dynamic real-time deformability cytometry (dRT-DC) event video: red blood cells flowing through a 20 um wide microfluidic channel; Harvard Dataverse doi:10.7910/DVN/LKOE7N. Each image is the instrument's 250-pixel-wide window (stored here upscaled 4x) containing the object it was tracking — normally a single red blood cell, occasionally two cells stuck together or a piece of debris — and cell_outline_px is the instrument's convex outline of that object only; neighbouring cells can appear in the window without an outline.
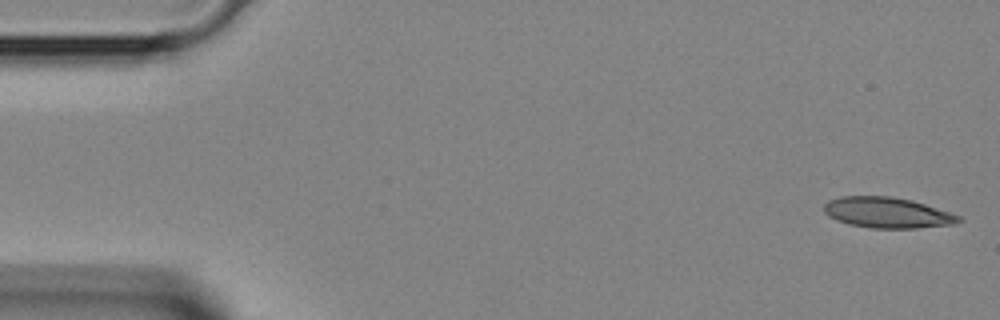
{"species": "Egyptian fruit bat (a non-hibernating species)", "species_latin": "Rousettus aegyptiacus", "temperature_condition": "room temperature", "stored_images_in_passage": 4, "camera_frame_rate_fps": 3000, "um_per_image_px": 0.085, "animal": {"sex": "female"}, "frame": {"image": 1, "passage_image": 1, "time_ms": 0.0, "image_size_px": [1000, 320], "cell_outline_px": [[964, 220], [956, 224], [916, 228], [872, 228], [848, 224], [836, 220], [828, 216], [824, 212], [824, 204], [828, 200], [840, 196], [892, 196], [912, 200], [960, 216]], "centroid_in_image_um": [75.4, 18.07], "position_along_channel_um": 9.6, "area_um2": 24.16}}
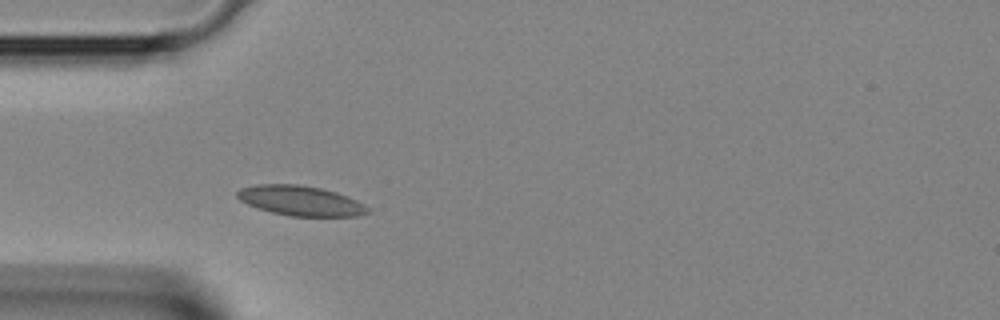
{"frame": {"image": 2, "passage_image": 4, "time_ms": 1.0, "image_size_px": [1000, 320], "cell_outline_px": [[372, 212], [356, 216], [288, 216], [272, 212], [248, 204], [240, 200], [236, 196], [236, 192], [240, 188], [256, 184], [300, 184], [320, 188], [336, 192], [348, 196], [364, 204]], "centroid_in_image_um": [25.56, 17.05], "position_along_channel_um": 59.4, "area_um2": 22.77}}